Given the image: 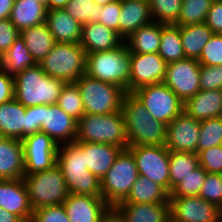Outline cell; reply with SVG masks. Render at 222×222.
I'll list each match as a JSON object with an SVG mask.
<instances>
[{
  "label": "cell",
  "mask_w": 222,
  "mask_h": 222,
  "mask_svg": "<svg viewBox=\"0 0 222 222\" xmlns=\"http://www.w3.org/2000/svg\"><path fill=\"white\" fill-rule=\"evenodd\" d=\"M121 112L129 146L165 145L167 124L154 119L133 93L125 94Z\"/></svg>",
  "instance_id": "1"
},
{
  "label": "cell",
  "mask_w": 222,
  "mask_h": 222,
  "mask_svg": "<svg viewBox=\"0 0 222 222\" xmlns=\"http://www.w3.org/2000/svg\"><path fill=\"white\" fill-rule=\"evenodd\" d=\"M57 166L65 178L68 193L102 197L101 180L85 166L84 142L59 145Z\"/></svg>",
  "instance_id": "2"
},
{
  "label": "cell",
  "mask_w": 222,
  "mask_h": 222,
  "mask_svg": "<svg viewBox=\"0 0 222 222\" xmlns=\"http://www.w3.org/2000/svg\"><path fill=\"white\" fill-rule=\"evenodd\" d=\"M65 84L60 79L48 76L37 64L14 76V98L26 108L57 104Z\"/></svg>",
  "instance_id": "3"
},
{
  "label": "cell",
  "mask_w": 222,
  "mask_h": 222,
  "mask_svg": "<svg viewBox=\"0 0 222 222\" xmlns=\"http://www.w3.org/2000/svg\"><path fill=\"white\" fill-rule=\"evenodd\" d=\"M131 57L125 41L117 48L86 55L85 74L129 93Z\"/></svg>",
  "instance_id": "4"
},
{
  "label": "cell",
  "mask_w": 222,
  "mask_h": 222,
  "mask_svg": "<svg viewBox=\"0 0 222 222\" xmlns=\"http://www.w3.org/2000/svg\"><path fill=\"white\" fill-rule=\"evenodd\" d=\"M77 142L108 143L129 147L124 115L121 111L112 114L85 113L77 123Z\"/></svg>",
  "instance_id": "5"
},
{
  "label": "cell",
  "mask_w": 222,
  "mask_h": 222,
  "mask_svg": "<svg viewBox=\"0 0 222 222\" xmlns=\"http://www.w3.org/2000/svg\"><path fill=\"white\" fill-rule=\"evenodd\" d=\"M86 55L80 43L56 42L39 65L48 76L74 83L85 74Z\"/></svg>",
  "instance_id": "6"
},
{
  "label": "cell",
  "mask_w": 222,
  "mask_h": 222,
  "mask_svg": "<svg viewBox=\"0 0 222 222\" xmlns=\"http://www.w3.org/2000/svg\"><path fill=\"white\" fill-rule=\"evenodd\" d=\"M23 181L33 211L52 205H61L67 198L68 188L57 164L49 170L25 174Z\"/></svg>",
  "instance_id": "7"
},
{
  "label": "cell",
  "mask_w": 222,
  "mask_h": 222,
  "mask_svg": "<svg viewBox=\"0 0 222 222\" xmlns=\"http://www.w3.org/2000/svg\"><path fill=\"white\" fill-rule=\"evenodd\" d=\"M138 176L133 154L128 149L122 150L101 178L102 198L110 207H115L127 198Z\"/></svg>",
  "instance_id": "8"
},
{
  "label": "cell",
  "mask_w": 222,
  "mask_h": 222,
  "mask_svg": "<svg viewBox=\"0 0 222 222\" xmlns=\"http://www.w3.org/2000/svg\"><path fill=\"white\" fill-rule=\"evenodd\" d=\"M74 83L80 90L85 113L105 115L121 111L122 101L127 93L124 89L86 74Z\"/></svg>",
  "instance_id": "9"
},
{
  "label": "cell",
  "mask_w": 222,
  "mask_h": 222,
  "mask_svg": "<svg viewBox=\"0 0 222 222\" xmlns=\"http://www.w3.org/2000/svg\"><path fill=\"white\" fill-rule=\"evenodd\" d=\"M132 93L154 119L167 125L184 111L182 100L163 82L140 87Z\"/></svg>",
  "instance_id": "10"
},
{
  "label": "cell",
  "mask_w": 222,
  "mask_h": 222,
  "mask_svg": "<svg viewBox=\"0 0 222 222\" xmlns=\"http://www.w3.org/2000/svg\"><path fill=\"white\" fill-rule=\"evenodd\" d=\"M134 156L138 174L148 177L170 193L169 150L165 145H137L127 148Z\"/></svg>",
  "instance_id": "11"
},
{
  "label": "cell",
  "mask_w": 222,
  "mask_h": 222,
  "mask_svg": "<svg viewBox=\"0 0 222 222\" xmlns=\"http://www.w3.org/2000/svg\"><path fill=\"white\" fill-rule=\"evenodd\" d=\"M25 174H34L57 164L58 144L46 133L38 131L22 139Z\"/></svg>",
  "instance_id": "12"
},
{
  "label": "cell",
  "mask_w": 222,
  "mask_h": 222,
  "mask_svg": "<svg viewBox=\"0 0 222 222\" xmlns=\"http://www.w3.org/2000/svg\"><path fill=\"white\" fill-rule=\"evenodd\" d=\"M200 66L192 58L168 63L163 83L185 103L200 91Z\"/></svg>",
  "instance_id": "13"
},
{
  "label": "cell",
  "mask_w": 222,
  "mask_h": 222,
  "mask_svg": "<svg viewBox=\"0 0 222 222\" xmlns=\"http://www.w3.org/2000/svg\"><path fill=\"white\" fill-rule=\"evenodd\" d=\"M170 222H222V210L200 196L169 197Z\"/></svg>",
  "instance_id": "14"
},
{
  "label": "cell",
  "mask_w": 222,
  "mask_h": 222,
  "mask_svg": "<svg viewBox=\"0 0 222 222\" xmlns=\"http://www.w3.org/2000/svg\"><path fill=\"white\" fill-rule=\"evenodd\" d=\"M129 93L140 87L162 83L167 63L158 53H130Z\"/></svg>",
  "instance_id": "15"
},
{
  "label": "cell",
  "mask_w": 222,
  "mask_h": 222,
  "mask_svg": "<svg viewBox=\"0 0 222 222\" xmlns=\"http://www.w3.org/2000/svg\"><path fill=\"white\" fill-rule=\"evenodd\" d=\"M199 134L200 121L183 111L167 125L165 146L169 151L197 154Z\"/></svg>",
  "instance_id": "16"
},
{
  "label": "cell",
  "mask_w": 222,
  "mask_h": 222,
  "mask_svg": "<svg viewBox=\"0 0 222 222\" xmlns=\"http://www.w3.org/2000/svg\"><path fill=\"white\" fill-rule=\"evenodd\" d=\"M42 120L40 131L49 135L58 145L76 141L78 121L57 104H42Z\"/></svg>",
  "instance_id": "17"
},
{
  "label": "cell",
  "mask_w": 222,
  "mask_h": 222,
  "mask_svg": "<svg viewBox=\"0 0 222 222\" xmlns=\"http://www.w3.org/2000/svg\"><path fill=\"white\" fill-rule=\"evenodd\" d=\"M0 208L17 215L23 222H31L33 210L23 178L0 179Z\"/></svg>",
  "instance_id": "18"
},
{
  "label": "cell",
  "mask_w": 222,
  "mask_h": 222,
  "mask_svg": "<svg viewBox=\"0 0 222 222\" xmlns=\"http://www.w3.org/2000/svg\"><path fill=\"white\" fill-rule=\"evenodd\" d=\"M70 222H100L110 206L102 197L68 193L63 202Z\"/></svg>",
  "instance_id": "19"
},
{
  "label": "cell",
  "mask_w": 222,
  "mask_h": 222,
  "mask_svg": "<svg viewBox=\"0 0 222 222\" xmlns=\"http://www.w3.org/2000/svg\"><path fill=\"white\" fill-rule=\"evenodd\" d=\"M124 39L118 32L101 23H86L82 25L80 45L86 54L112 50L119 47Z\"/></svg>",
  "instance_id": "20"
},
{
  "label": "cell",
  "mask_w": 222,
  "mask_h": 222,
  "mask_svg": "<svg viewBox=\"0 0 222 222\" xmlns=\"http://www.w3.org/2000/svg\"><path fill=\"white\" fill-rule=\"evenodd\" d=\"M152 22L148 0H121L119 35L124 40L140 27Z\"/></svg>",
  "instance_id": "21"
},
{
  "label": "cell",
  "mask_w": 222,
  "mask_h": 222,
  "mask_svg": "<svg viewBox=\"0 0 222 222\" xmlns=\"http://www.w3.org/2000/svg\"><path fill=\"white\" fill-rule=\"evenodd\" d=\"M114 208L126 222H170L169 203H119Z\"/></svg>",
  "instance_id": "22"
},
{
  "label": "cell",
  "mask_w": 222,
  "mask_h": 222,
  "mask_svg": "<svg viewBox=\"0 0 222 222\" xmlns=\"http://www.w3.org/2000/svg\"><path fill=\"white\" fill-rule=\"evenodd\" d=\"M55 42L80 43L82 25L64 9L47 10L45 18Z\"/></svg>",
  "instance_id": "23"
},
{
  "label": "cell",
  "mask_w": 222,
  "mask_h": 222,
  "mask_svg": "<svg viewBox=\"0 0 222 222\" xmlns=\"http://www.w3.org/2000/svg\"><path fill=\"white\" fill-rule=\"evenodd\" d=\"M24 175L22 140L3 138L0 141V179H20Z\"/></svg>",
  "instance_id": "24"
},
{
  "label": "cell",
  "mask_w": 222,
  "mask_h": 222,
  "mask_svg": "<svg viewBox=\"0 0 222 222\" xmlns=\"http://www.w3.org/2000/svg\"><path fill=\"white\" fill-rule=\"evenodd\" d=\"M184 111L198 121L222 116V90H200L184 103Z\"/></svg>",
  "instance_id": "25"
},
{
  "label": "cell",
  "mask_w": 222,
  "mask_h": 222,
  "mask_svg": "<svg viewBox=\"0 0 222 222\" xmlns=\"http://www.w3.org/2000/svg\"><path fill=\"white\" fill-rule=\"evenodd\" d=\"M123 149L108 143L84 142V161L88 170L100 180Z\"/></svg>",
  "instance_id": "26"
},
{
  "label": "cell",
  "mask_w": 222,
  "mask_h": 222,
  "mask_svg": "<svg viewBox=\"0 0 222 222\" xmlns=\"http://www.w3.org/2000/svg\"><path fill=\"white\" fill-rule=\"evenodd\" d=\"M47 7L35 0H15L10 21L21 32L45 22Z\"/></svg>",
  "instance_id": "27"
},
{
  "label": "cell",
  "mask_w": 222,
  "mask_h": 222,
  "mask_svg": "<svg viewBox=\"0 0 222 222\" xmlns=\"http://www.w3.org/2000/svg\"><path fill=\"white\" fill-rule=\"evenodd\" d=\"M26 107L15 98L0 104V134L4 138L23 139Z\"/></svg>",
  "instance_id": "28"
},
{
  "label": "cell",
  "mask_w": 222,
  "mask_h": 222,
  "mask_svg": "<svg viewBox=\"0 0 222 222\" xmlns=\"http://www.w3.org/2000/svg\"><path fill=\"white\" fill-rule=\"evenodd\" d=\"M20 36L37 64L41 63L56 43L45 22L22 30Z\"/></svg>",
  "instance_id": "29"
},
{
  "label": "cell",
  "mask_w": 222,
  "mask_h": 222,
  "mask_svg": "<svg viewBox=\"0 0 222 222\" xmlns=\"http://www.w3.org/2000/svg\"><path fill=\"white\" fill-rule=\"evenodd\" d=\"M162 23L152 22L134 31L125 43L130 53H158L161 44Z\"/></svg>",
  "instance_id": "30"
},
{
  "label": "cell",
  "mask_w": 222,
  "mask_h": 222,
  "mask_svg": "<svg viewBox=\"0 0 222 222\" xmlns=\"http://www.w3.org/2000/svg\"><path fill=\"white\" fill-rule=\"evenodd\" d=\"M180 35L185 57L198 60L214 33L206 23H201L180 26Z\"/></svg>",
  "instance_id": "31"
},
{
  "label": "cell",
  "mask_w": 222,
  "mask_h": 222,
  "mask_svg": "<svg viewBox=\"0 0 222 222\" xmlns=\"http://www.w3.org/2000/svg\"><path fill=\"white\" fill-rule=\"evenodd\" d=\"M120 203H169V193L148 177L139 175L127 198Z\"/></svg>",
  "instance_id": "32"
},
{
  "label": "cell",
  "mask_w": 222,
  "mask_h": 222,
  "mask_svg": "<svg viewBox=\"0 0 222 222\" xmlns=\"http://www.w3.org/2000/svg\"><path fill=\"white\" fill-rule=\"evenodd\" d=\"M0 65L8 74L15 76L27 68L36 66L37 63L26 47L24 39L19 36L0 59Z\"/></svg>",
  "instance_id": "33"
},
{
  "label": "cell",
  "mask_w": 222,
  "mask_h": 222,
  "mask_svg": "<svg viewBox=\"0 0 222 222\" xmlns=\"http://www.w3.org/2000/svg\"><path fill=\"white\" fill-rule=\"evenodd\" d=\"M158 54L167 64L186 58L181 42L180 26L162 24Z\"/></svg>",
  "instance_id": "34"
},
{
  "label": "cell",
  "mask_w": 222,
  "mask_h": 222,
  "mask_svg": "<svg viewBox=\"0 0 222 222\" xmlns=\"http://www.w3.org/2000/svg\"><path fill=\"white\" fill-rule=\"evenodd\" d=\"M198 166L199 160L196 153L169 151L170 191Z\"/></svg>",
  "instance_id": "35"
},
{
  "label": "cell",
  "mask_w": 222,
  "mask_h": 222,
  "mask_svg": "<svg viewBox=\"0 0 222 222\" xmlns=\"http://www.w3.org/2000/svg\"><path fill=\"white\" fill-rule=\"evenodd\" d=\"M213 0H183L176 26L205 23Z\"/></svg>",
  "instance_id": "36"
},
{
  "label": "cell",
  "mask_w": 222,
  "mask_h": 222,
  "mask_svg": "<svg viewBox=\"0 0 222 222\" xmlns=\"http://www.w3.org/2000/svg\"><path fill=\"white\" fill-rule=\"evenodd\" d=\"M153 22L166 25L178 21L183 0H148Z\"/></svg>",
  "instance_id": "37"
},
{
  "label": "cell",
  "mask_w": 222,
  "mask_h": 222,
  "mask_svg": "<svg viewBox=\"0 0 222 222\" xmlns=\"http://www.w3.org/2000/svg\"><path fill=\"white\" fill-rule=\"evenodd\" d=\"M57 105L77 121L85 114L80 90L75 83H66L58 97Z\"/></svg>",
  "instance_id": "38"
},
{
  "label": "cell",
  "mask_w": 222,
  "mask_h": 222,
  "mask_svg": "<svg viewBox=\"0 0 222 222\" xmlns=\"http://www.w3.org/2000/svg\"><path fill=\"white\" fill-rule=\"evenodd\" d=\"M81 25L98 23L101 6L93 0H71L64 8Z\"/></svg>",
  "instance_id": "39"
},
{
  "label": "cell",
  "mask_w": 222,
  "mask_h": 222,
  "mask_svg": "<svg viewBox=\"0 0 222 222\" xmlns=\"http://www.w3.org/2000/svg\"><path fill=\"white\" fill-rule=\"evenodd\" d=\"M206 174L207 171L199 165L171 189L169 197L199 196Z\"/></svg>",
  "instance_id": "40"
},
{
  "label": "cell",
  "mask_w": 222,
  "mask_h": 222,
  "mask_svg": "<svg viewBox=\"0 0 222 222\" xmlns=\"http://www.w3.org/2000/svg\"><path fill=\"white\" fill-rule=\"evenodd\" d=\"M217 145H222V116L200 121L197 154Z\"/></svg>",
  "instance_id": "41"
},
{
  "label": "cell",
  "mask_w": 222,
  "mask_h": 222,
  "mask_svg": "<svg viewBox=\"0 0 222 222\" xmlns=\"http://www.w3.org/2000/svg\"><path fill=\"white\" fill-rule=\"evenodd\" d=\"M199 196L222 210V174L207 173Z\"/></svg>",
  "instance_id": "42"
},
{
  "label": "cell",
  "mask_w": 222,
  "mask_h": 222,
  "mask_svg": "<svg viewBox=\"0 0 222 222\" xmlns=\"http://www.w3.org/2000/svg\"><path fill=\"white\" fill-rule=\"evenodd\" d=\"M197 61L205 66L222 65V34H214L209 39Z\"/></svg>",
  "instance_id": "43"
},
{
  "label": "cell",
  "mask_w": 222,
  "mask_h": 222,
  "mask_svg": "<svg viewBox=\"0 0 222 222\" xmlns=\"http://www.w3.org/2000/svg\"><path fill=\"white\" fill-rule=\"evenodd\" d=\"M197 155L199 165L207 173L222 174V145L202 150Z\"/></svg>",
  "instance_id": "44"
},
{
  "label": "cell",
  "mask_w": 222,
  "mask_h": 222,
  "mask_svg": "<svg viewBox=\"0 0 222 222\" xmlns=\"http://www.w3.org/2000/svg\"><path fill=\"white\" fill-rule=\"evenodd\" d=\"M200 90H222V65L200 66Z\"/></svg>",
  "instance_id": "45"
},
{
  "label": "cell",
  "mask_w": 222,
  "mask_h": 222,
  "mask_svg": "<svg viewBox=\"0 0 222 222\" xmlns=\"http://www.w3.org/2000/svg\"><path fill=\"white\" fill-rule=\"evenodd\" d=\"M31 222H70L65 207L52 205L33 211Z\"/></svg>",
  "instance_id": "46"
},
{
  "label": "cell",
  "mask_w": 222,
  "mask_h": 222,
  "mask_svg": "<svg viewBox=\"0 0 222 222\" xmlns=\"http://www.w3.org/2000/svg\"><path fill=\"white\" fill-rule=\"evenodd\" d=\"M101 15L99 23L118 32L119 34V17L121 12V0H115L101 6Z\"/></svg>",
  "instance_id": "47"
},
{
  "label": "cell",
  "mask_w": 222,
  "mask_h": 222,
  "mask_svg": "<svg viewBox=\"0 0 222 222\" xmlns=\"http://www.w3.org/2000/svg\"><path fill=\"white\" fill-rule=\"evenodd\" d=\"M19 36L20 31L9 18L0 20V59Z\"/></svg>",
  "instance_id": "48"
},
{
  "label": "cell",
  "mask_w": 222,
  "mask_h": 222,
  "mask_svg": "<svg viewBox=\"0 0 222 222\" xmlns=\"http://www.w3.org/2000/svg\"><path fill=\"white\" fill-rule=\"evenodd\" d=\"M42 105L27 107L25 110V126H23V138L41 130Z\"/></svg>",
  "instance_id": "49"
},
{
  "label": "cell",
  "mask_w": 222,
  "mask_h": 222,
  "mask_svg": "<svg viewBox=\"0 0 222 222\" xmlns=\"http://www.w3.org/2000/svg\"><path fill=\"white\" fill-rule=\"evenodd\" d=\"M205 23L214 34H222V0H213Z\"/></svg>",
  "instance_id": "50"
},
{
  "label": "cell",
  "mask_w": 222,
  "mask_h": 222,
  "mask_svg": "<svg viewBox=\"0 0 222 222\" xmlns=\"http://www.w3.org/2000/svg\"><path fill=\"white\" fill-rule=\"evenodd\" d=\"M14 76L8 74L0 65V104L14 99Z\"/></svg>",
  "instance_id": "51"
},
{
  "label": "cell",
  "mask_w": 222,
  "mask_h": 222,
  "mask_svg": "<svg viewBox=\"0 0 222 222\" xmlns=\"http://www.w3.org/2000/svg\"><path fill=\"white\" fill-rule=\"evenodd\" d=\"M100 222H126V221L114 207H110V209L103 215Z\"/></svg>",
  "instance_id": "52"
},
{
  "label": "cell",
  "mask_w": 222,
  "mask_h": 222,
  "mask_svg": "<svg viewBox=\"0 0 222 222\" xmlns=\"http://www.w3.org/2000/svg\"><path fill=\"white\" fill-rule=\"evenodd\" d=\"M15 0H0V20L8 19Z\"/></svg>",
  "instance_id": "53"
},
{
  "label": "cell",
  "mask_w": 222,
  "mask_h": 222,
  "mask_svg": "<svg viewBox=\"0 0 222 222\" xmlns=\"http://www.w3.org/2000/svg\"><path fill=\"white\" fill-rule=\"evenodd\" d=\"M0 222H23L17 215L0 208Z\"/></svg>",
  "instance_id": "54"
},
{
  "label": "cell",
  "mask_w": 222,
  "mask_h": 222,
  "mask_svg": "<svg viewBox=\"0 0 222 222\" xmlns=\"http://www.w3.org/2000/svg\"><path fill=\"white\" fill-rule=\"evenodd\" d=\"M70 1L71 0H47V10L65 8Z\"/></svg>",
  "instance_id": "55"
},
{
  "label": "cell",
  "mask_w": 222,
  "mask_h": 222,
  "mask_svg": "<svg viewBox=\"0 0 222 222\" xmlns=\"http://www.w3.org/2000/svg\"><path fill=\"white\" fill-rule=\"evenodd\" d=\"M96 4L102 6L106 5L107 3L113 2L115 0H93Z\"/></svg>",
  "instance_id": "56"
},
{
  "label": "cell",
  "mask_w": 222,
  "mask_h": 222,
  "mask_svg": "<svg viewBox=\"0 0 222 222\" xmlns=\"http://www.w3.org/2000/svg\"><path fill=\"white\" fill-rule=\"evenodd\" d=\"M43 5H45L47 7V0H35Z\"/></svg>",
  "instance_id": "57"
},
{
  "label": "cell",
  "mask_w": 222,
  "mask_h": 222,
  "mask_svg": "<svg viewBox=\"0 0 222 222\" xmlns=\"http://www.w3.org/2000/svg\"><path fill=\"white\" fill-rule=\"evenodd\" d=\"M4 137L0 134V141L3 139Z\"/></svg>",
  "instance_id": "58"
}]
</instances>
